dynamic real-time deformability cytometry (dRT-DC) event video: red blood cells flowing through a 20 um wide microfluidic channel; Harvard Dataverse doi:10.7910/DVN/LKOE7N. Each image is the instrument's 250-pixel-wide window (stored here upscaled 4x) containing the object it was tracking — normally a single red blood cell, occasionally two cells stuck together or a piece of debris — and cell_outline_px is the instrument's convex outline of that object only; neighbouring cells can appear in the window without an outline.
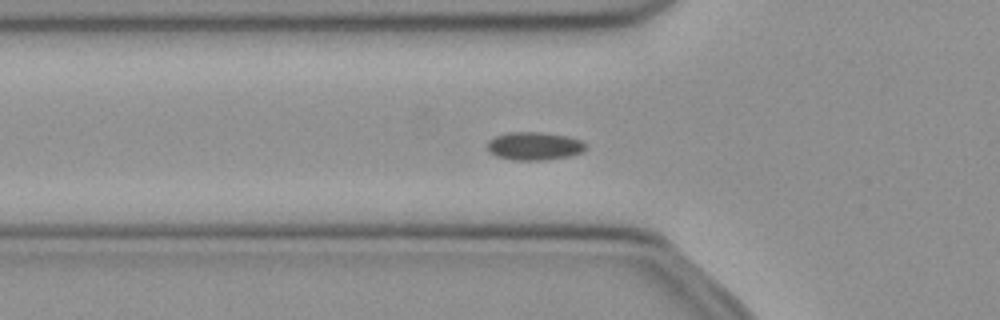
{"species": "common noctule bat (a hibernating species)", "species_latin": "Nyctalus noctula", "temperature_condition": "cold", "stored_images_in_passage": 38, "camera_frame_rate_fps": 3000, "um_per_image_px": 0.085, "animal": {"sex": "female", "body_mass_g": 21.9}, "frame": {"image": 1, "passage_image": 3, "time_ms": 0.667, "image_size_px": [1000, 320], "cell_outline_px": [[584, 152], [568, 156], [544, 160], [512, 160], [496, 156], [488, 152], [488, 140], [496, 136], [508, 132], [540, 132], [568, 136], [580, 140], [584, 144]], "centroid_in_image_um": [45.38, 12.41], "position_along_channel_um": 80.4, "area_um2": 16.07}}
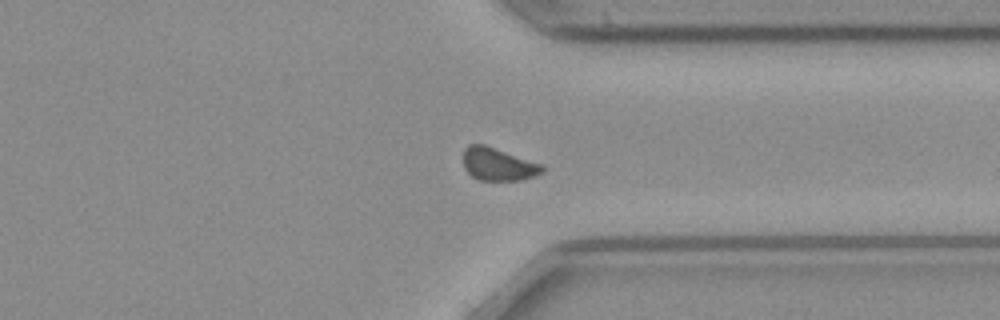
{"frame": {"image": 2, "passage_image": 25, "time_ms": 8.0, "image_size_px": [1000, 320], "cell_outline_px": [[544, 172], [536, 176], [520, 180], [480, 180], [472, 176], [464, 168], [464, 148], [468, 144], [484, 144], [544, 164]], "centroid_in_image_um": [42.38, 13.95], "position_along_channel_um": 369.0, "area_um2": 15.26}}
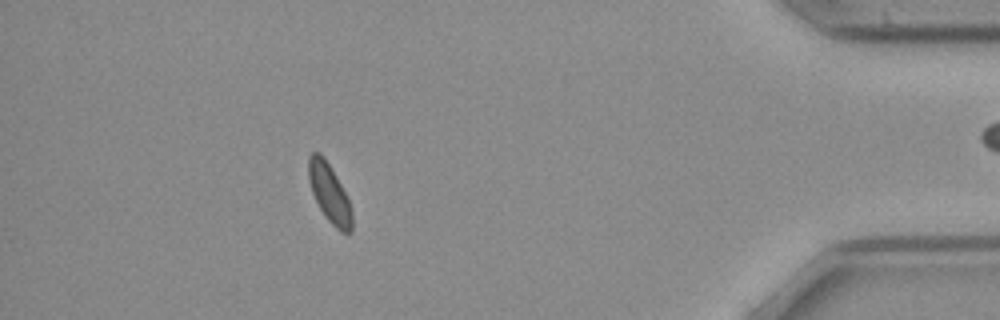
{"frame": {"image": 3, "passage_image": 32, "time_ms": 10.333, "image_size_px": [1000, 320], "cell_outline_px": [[352, 232], [340, 232], [324, 216], [312, 192], [308, 176], [308, 156], [312, 152], [320, 152], [324, 156], [336, 176], [348, 200], [352, 212]], "centroid_in_image_um": [27.98, 16.41], "position_along_channel_um": 407.2, "area_um2": 14.68}, "authors_computed_cell_mechanics": {"area_um2": 15.4326, "velocity_mm_per_s": 3.94, "shape_relaxation_time_tau1_ms": null, "shape_relaxation_time_tau2_ms": 2.9981, "deformation_change_tau1": null, "deformation_change_tau2": 0.0521}}